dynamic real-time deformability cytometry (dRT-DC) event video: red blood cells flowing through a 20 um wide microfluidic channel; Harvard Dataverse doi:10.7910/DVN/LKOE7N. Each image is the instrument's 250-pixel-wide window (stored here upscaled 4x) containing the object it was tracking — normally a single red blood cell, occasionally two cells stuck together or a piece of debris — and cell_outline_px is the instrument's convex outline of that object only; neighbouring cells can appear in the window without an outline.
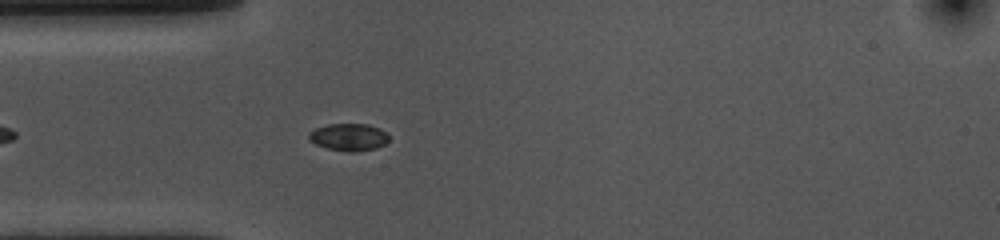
{"species": "common noctule bat (a hibernating species)", "species_latin": "Nyctalus noctula", "temperature_condition": "cold", "stored_images_in_passage": 47, "camera_frame_rate_fps": 3000, "um_per_image_px": 0.085, "animal": {"sex": "female", "body_mass_g": 10.0, "forearm_length_mm": 53.1}, "frame": {"image": 1, "passage_image": 7, "time_ms": 2.0, "image_size_px": [1000, 240], "cell_outline_px": [[388, 140], [384, 144], [376, 148], [356, 152], [348, 152], [328, 148], [316, 144], [308, 140], [308, 132], [316, 128], [328, 124], [368, 124], [380, 128], [388, 136]], "centroid_in_image_um": [29.62, 11.65], "position_along_channel_um": 55.4, "area_um2": 12.72}}
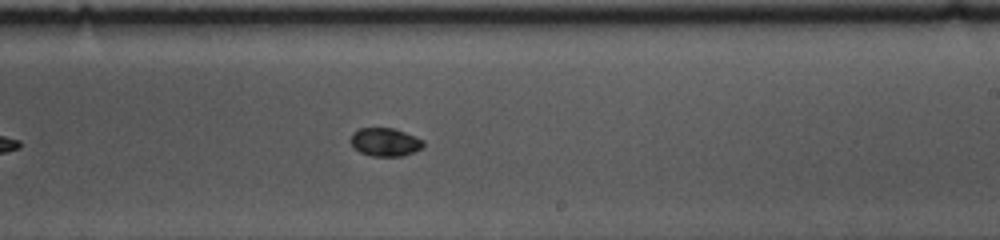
{"frame": {"image": 2, "passage_image": 24, "time_ms": 7.667, "image_size_px": [1000, 240], "cell_outline_px": [[424, 144], [420, 148], [404, 156], [372, 156], [360, 152], [348, 140], [352, 132], [360, 128], [392, 128], [404, 132], [424, 140]], "centroid_in_image_um": [32.7, 12.07], "position_along_channel_um": 256.3, "area_um2": 11.91}}
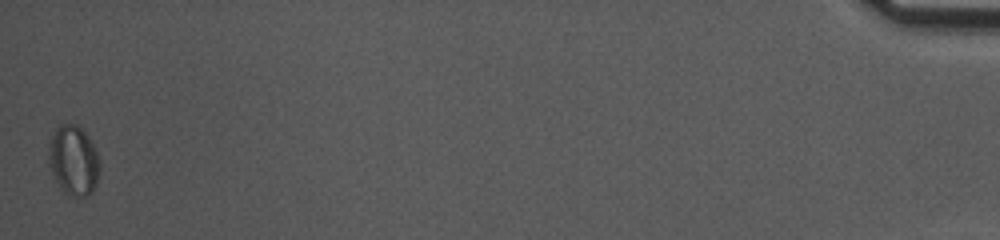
{"frame": {"image": 3, "passage_image": 47, "time_ms": 15.333, "image_size_px": [1000, 240], "cell_outline_px": [[100, 172], [96, 184], [92, 192], [88, 196], [68, 196], [60, 188], [48, 164], [48, 156], [52, 136], [56, 128], [60, 124], [76, 124], [88, 136], [100, 160]], "centroid_in_image_um": [6.26, 13.66], "position_along_channel_um": 428.9, "area_um2": 20.75}, "authors_computed_cell_mechanics": {"area_um2": 12.6582, "velocity_mm_per_s": 3.5789, "shape_relaxation_time_tau1_ms": 2.9611, "shape_relaxation_time_tau2_ms": null, "deformation_change_tau1": 0.0547, "deformation_change_tau2": null}}